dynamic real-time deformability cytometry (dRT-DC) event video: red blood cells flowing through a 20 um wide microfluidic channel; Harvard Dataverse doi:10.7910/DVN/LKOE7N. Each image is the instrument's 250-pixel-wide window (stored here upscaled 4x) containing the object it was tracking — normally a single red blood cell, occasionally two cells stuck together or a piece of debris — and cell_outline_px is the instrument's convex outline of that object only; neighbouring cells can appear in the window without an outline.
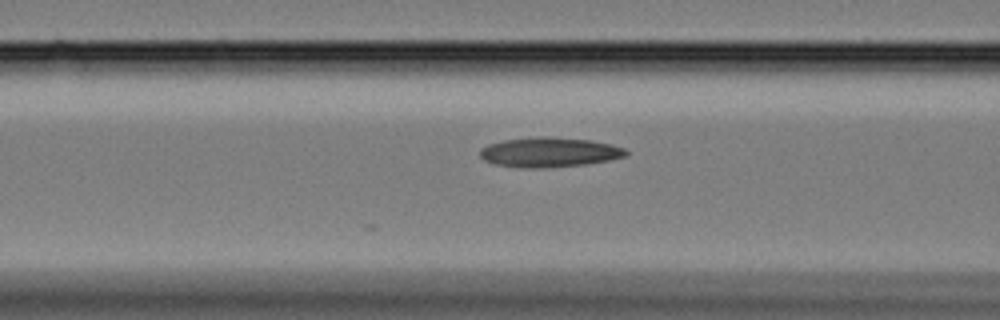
{"species": "Egyptian fruit bat (a non-hibernating species)", "species_latin": "Rousettus aegyptiacus", "temperature_condition": "cold", "stored_images_in_passage": 7, "camera_frame_rate_fps": 3000, "um_per_image_px": 0.085, "animal": {"sex": "female"}, "frame": {"image": 1, "passage_image": 5, "time_ms": 1.333, "image_size_px": [1000, 320], "cell_outline_px": [[628, 152], [624, 156], [608, 160], [584, 164], [548, 168], [520, 168], [496, 164], [484, 160], [480, 156], [480, 148], [488, 144], [504, 140], [544, 136], [592, 140], [612, 144], [624, 148]], "centroid_in_image_um": [46.67, 12.94], "position_along_channel_um": 119.9, "area_um2": 25.26}}